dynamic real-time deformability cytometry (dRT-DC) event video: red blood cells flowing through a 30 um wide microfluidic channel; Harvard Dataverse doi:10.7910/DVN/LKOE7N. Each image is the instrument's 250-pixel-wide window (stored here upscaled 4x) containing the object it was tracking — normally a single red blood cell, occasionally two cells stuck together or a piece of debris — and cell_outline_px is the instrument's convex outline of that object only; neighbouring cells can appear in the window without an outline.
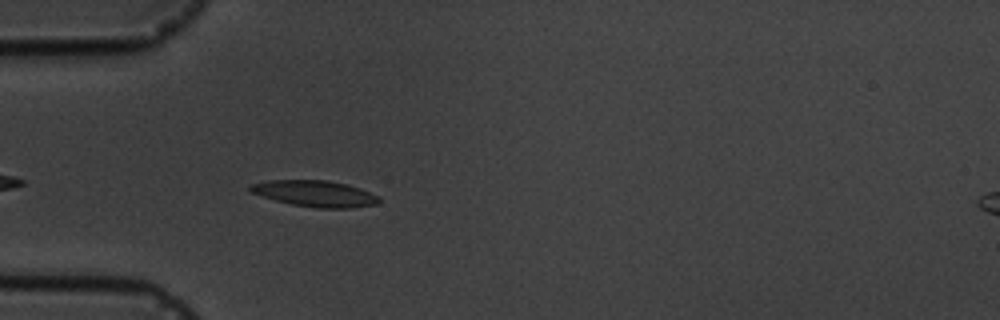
{"species": "common noctule bat (a hibernating species)", "species_latin": "Nyctalus noctula", "temperature_condition": "cold", "stored_images_in_passage": 3, "camera_frame_rate_fps": 3000, "um_per_image_px": 0.085, "animal": {"sex": "male", "body_mass_g": 19.5, "forearm_length_mm": 54.6}, "frame": {"image": 1, "passage_image": 3, "time_ms": 2.333, "image_size_px": [1000, 320], "cell_outline_px": [[380, 200], [376, 204], [352, 208], [320, 208], [292, 204], [276, 200], [248, 192], [248, 184], [268, 180], [324, 180], [348, 184], [360, 188], [380, 196]], "centroid_in_image_um": [26.75, 16.44], "position_along_channel_um": 58.2, "area_um2": 19.77}}